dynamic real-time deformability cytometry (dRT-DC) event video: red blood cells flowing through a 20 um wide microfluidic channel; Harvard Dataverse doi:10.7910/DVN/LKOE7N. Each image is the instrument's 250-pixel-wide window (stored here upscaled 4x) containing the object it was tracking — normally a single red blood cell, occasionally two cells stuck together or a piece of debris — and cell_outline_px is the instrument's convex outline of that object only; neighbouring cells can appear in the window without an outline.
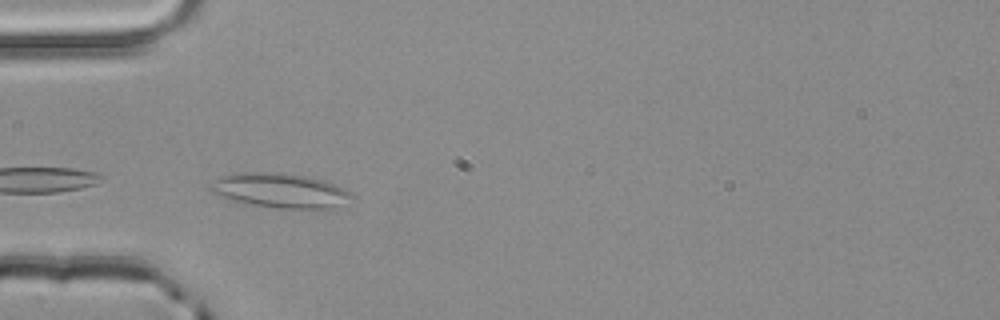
{"species": "common noctule bat (a hibernating species)", "species_latin": "Nyctalus noctula", "temperature_condition": "room temperature", "stored_images_in_passage": 3, "camera_frame_rate_fps": 3000, "um_per_image_px": 0.085, "animal": {"sex": "male", "body_mass_g": 20.4}, "frame": {"image": 1, "passage_image": 3, "time_ms": 0.667, "image_size_px": [1000, 320], "cell_outline_px": [[356, 196], [332, 208], [280, 208], [232, 200], [220, 196], [212, 192], [208, 188], [208, 184], [220, 176], [232, 172], [280, 172], [304, 176], [324, 180], [344, 188]], "centroid_in_image_um": [23.77, 16.16], "position_along_channel_um": 61.2, "area_um2": 28.32}}